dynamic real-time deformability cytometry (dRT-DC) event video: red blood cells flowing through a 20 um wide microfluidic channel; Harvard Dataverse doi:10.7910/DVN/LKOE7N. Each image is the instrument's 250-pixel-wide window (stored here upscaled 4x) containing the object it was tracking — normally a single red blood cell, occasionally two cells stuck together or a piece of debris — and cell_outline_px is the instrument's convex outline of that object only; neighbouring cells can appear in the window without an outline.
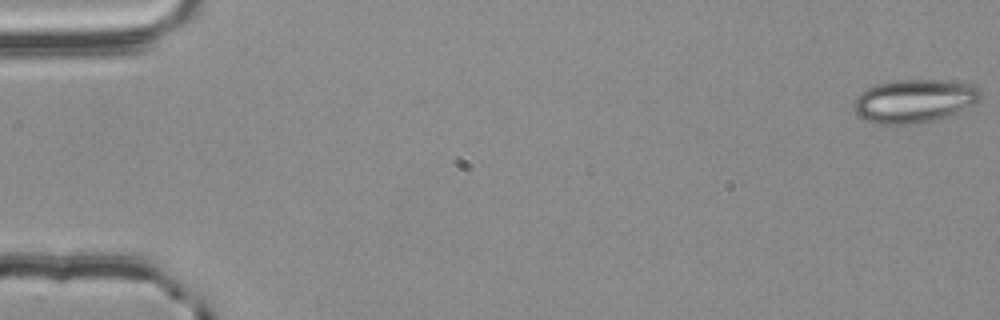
{"species": "common noctule bat (a hibernating species)", "species_latin": "Nyctalus noctula", "temperature_condition": "room temperature", "stored_images_in_passage": 56, "camera_frame_rate_fps": 3000, "um_per_image_px": 0.085, "animal": {"sex": "male", "body_mass_g": 20.4}, "frame": {"image": 1, "passage_image": 1, "time_ms": 0.0, "image_size_px": [1000, 320], "cell_outline_px": [[980, 100], [956, 112], [932, 120], [908, 124], [876, 124], [860, 116], [852, 108], [852, 104], [856, 96], [860, 92], [876, 84], [892, 80], [944, 80], [976, 84], [980, 88]], "centroid_in_image_um": [77.68, 8.55], "position_along_channel_um": 7.3, "area_um2": 31.91}}
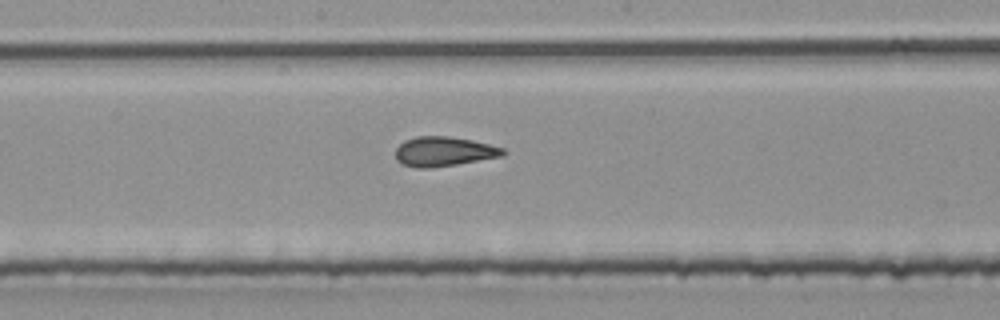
{"frame": {"image": 2, "passage_image": 30, "time_ms": 9.667, "image_size_px": [1000, 320], "cell_outline_px": [[508, 152], [504, 156], [432, 168], [416, 168], [404, 164], [396, 160], [396, 148], [404, 140], [416, 136], [448, 136], [472, 140], [504, 148]], "centroid_in_image_um": [37.74, 12.87], "position_along_channel_um": 210.5, "area_um2": 18.61}}
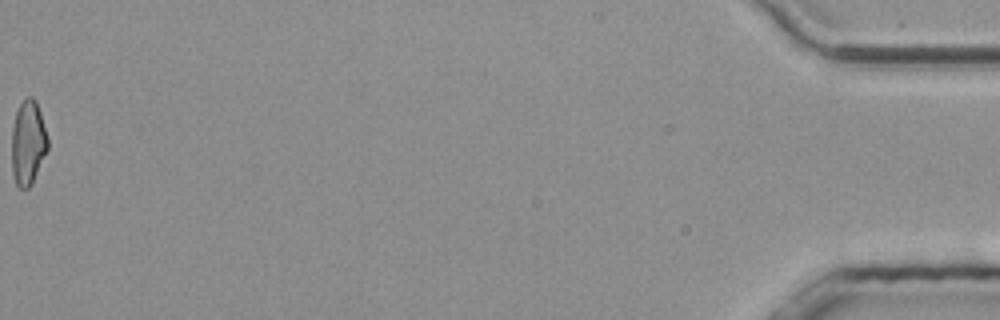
{"frame": {"image": 3, "passage_image": 56, "time_ms": 18.333, "image_size_px": [1000, 320], "cell_outline_px": [[48, 148], [32, 184], [28, 188], [20, 188], [16, 184], [12, 172], [12, 128], [16, 112], [20, 104], [28, 96], [32, 96], [36, 100], [48, 136]], "centroid_in_image_um": [2.38, 12.13], "position_along_channel_um": 432.8, "area_um2": 17.74}, "authors_computed_cell_mechanics": {"area_um2": 18.5827, "velocity_mm_per_s": 3.8101, "shape_relaxation_time_tau1_ms": 6.304, "shape_relaxation_time_tau2_ms": 1.6548, "deformation_change_tau1": 0.1643, "deformation_change_tau2": 0.0982}}